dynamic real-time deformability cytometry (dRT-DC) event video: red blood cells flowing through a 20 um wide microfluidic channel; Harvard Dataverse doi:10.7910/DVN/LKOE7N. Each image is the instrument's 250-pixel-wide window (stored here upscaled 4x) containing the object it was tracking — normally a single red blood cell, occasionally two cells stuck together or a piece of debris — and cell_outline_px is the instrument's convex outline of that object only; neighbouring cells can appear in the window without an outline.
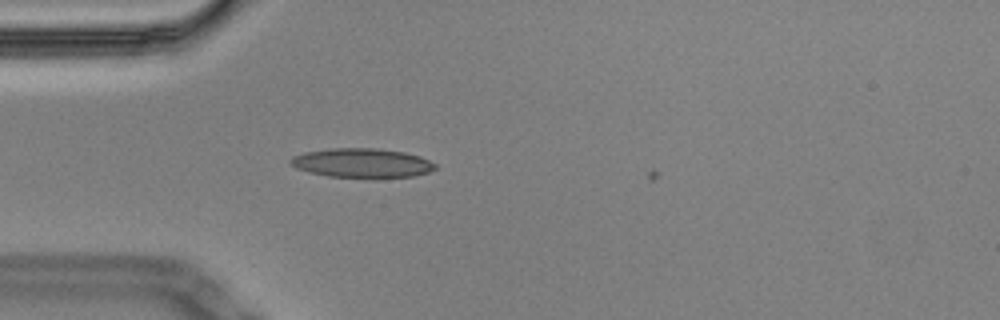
{"species": "Egyptian fruit bat (a non-hibernating species)", "species_latin": "Rousettus aegyptiacus", "temperature_condition": "cold", "stored_images_in_passage": 16, "camera_frame_rate_fps": 3000, "um_per_image_px": 0.085, "animal": {"sex": "male"}, "frame": {"image": 1, "passage_image": 12, "time_ms": 3.667, "image_size_px": [1000, 320], "cell_outline_px": [[436, 168], [428, 172], [412, 176], [376, 180], [328, 176], [296, 168], [288, 164], [288, 160], [292, 156], [304, 152], [332, 148], [376, 148], [404, 152], [420, 156], [436, 164]], "centroid_in_image_um": [30.76, 13.88], "position_along_channel_um": 54.2, "area_um2": 25.37}}